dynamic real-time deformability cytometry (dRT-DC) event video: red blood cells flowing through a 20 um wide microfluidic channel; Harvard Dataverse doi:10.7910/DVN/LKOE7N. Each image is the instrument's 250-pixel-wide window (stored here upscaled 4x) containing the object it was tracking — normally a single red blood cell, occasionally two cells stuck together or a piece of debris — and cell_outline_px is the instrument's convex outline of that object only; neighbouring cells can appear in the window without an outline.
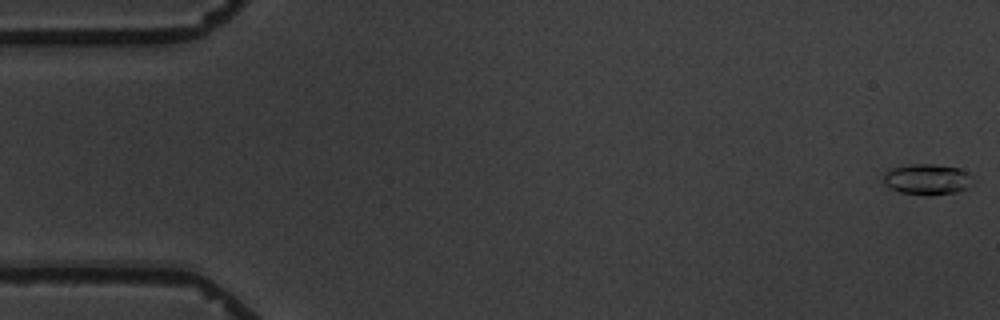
{"species": "common noctule bat (a hibernating species)", "species_latin": "Nyctalus noctula", "temperature_condition": "warm", "stored_images_in_passage": 3, "segment_of_instrument_passage": [2, 2], "camera_frame_rate_fps": 3000, "um_per_image_px": 0.085, "animal": {"sex": "male", "body_mass_g": 19.5, "forearm_length_mm": 54.6}, "frame": {"image": 1, "passage_image": 3, "time_ms": 2.333, "image_size_px": [1000, 320], "cell_outline_px": [[972, 184], [968, 188], [956, 192], [900, 192], [884, 184], [884, 172], [892, 168], [908, 164], [932, 164], [960, 168], [972, 176]], "centroid_in_image_um": [78.82, 15.18], "position_along_channel_um": 6.2, "area_um2": 15.32}}